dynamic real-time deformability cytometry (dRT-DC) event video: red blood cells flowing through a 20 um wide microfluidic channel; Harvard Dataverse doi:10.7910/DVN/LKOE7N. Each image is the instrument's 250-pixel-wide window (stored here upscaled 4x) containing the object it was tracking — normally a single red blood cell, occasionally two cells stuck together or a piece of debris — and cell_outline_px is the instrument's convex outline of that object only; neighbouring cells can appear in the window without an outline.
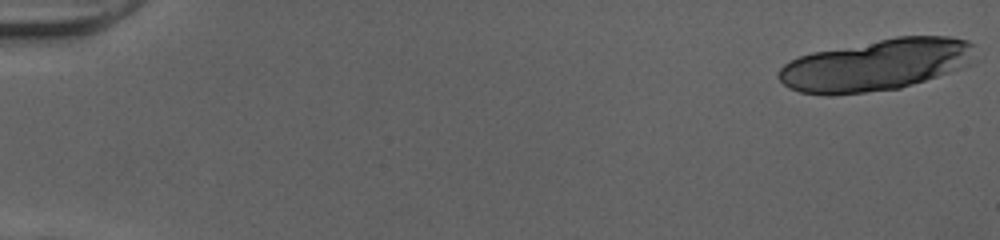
{"species": "human", "species_latin": "Homo sapiens", "temperature_condition": "cold", "stored_images_in_passage": 22, "camera_frame_rate_fps": 3000, "um_per_image_px": 0.085, "donor": {"sex": "female"}, "frame": {"image": 1, "passage_image": 1, "time_ms": 0.0, "image_size_px": [1000, 240], "cell_outline_px": [[980, 60], [976, 64], [964, 68], [900, 88], [832, 96], [824, 96], [800, 92], [788, 88], [776, 76], [780, 68], [784, 64], [800, 56], [812, 52], [896, 36], [948, 36], [968, 40], [972, 44]], "centroid_in_image_um": [74.55, 5.52], "position_along_channel_um": 10.4, "area_um2": 60.0}}